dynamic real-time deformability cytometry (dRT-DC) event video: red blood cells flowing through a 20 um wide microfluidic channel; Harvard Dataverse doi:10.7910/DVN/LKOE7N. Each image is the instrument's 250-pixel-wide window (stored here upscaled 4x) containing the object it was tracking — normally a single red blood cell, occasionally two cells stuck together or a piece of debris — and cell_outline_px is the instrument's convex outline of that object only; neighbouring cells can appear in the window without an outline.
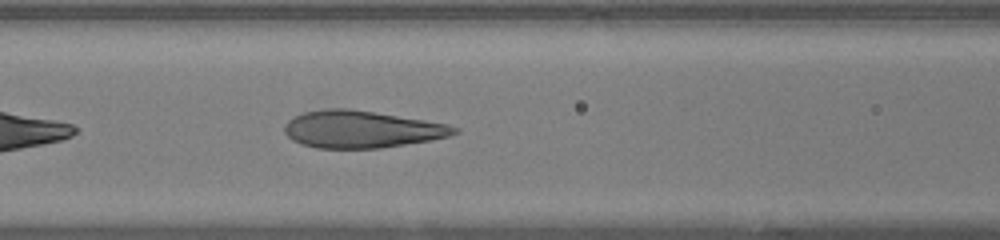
{"species": "human", "species_latin": "Homo sapiens", "temperature_condition": "warm", "stored_images_in_passage": 29, "camera_frame_rate_fps": 3000, "um_per_image_px": 0.085, "donor": {"sex": "female"}, "frame": {"image": 1, "passage_image": 7, "time_ms": 2.0, "image_size_px": [1000, 240], "cell_outline_px": [[460, 132], [448, 136], [428, 140], [380, 148], [316, 148], [300, 144], [292, 140], [284, 132], [284, 124], [288, 120], [304, 112], [328, 108], [348, 108], [424, 120], [448, 124], [460, 128]], "centroid_in_image_um": [30.7, 10.99], "position_along_channel_um": 135.9, "area_um2": 36.59}}
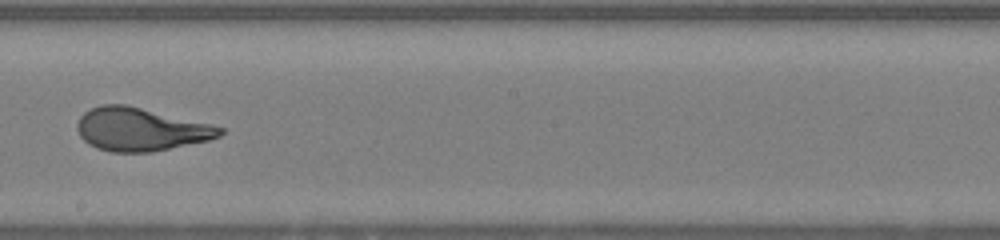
{"frame": {"image": 2, "passage_image": 14, "time_ms": 4.333, "image_size_px": [1000, 240], "cell_outline_px": [[224, 132], [220, 136], [208, 140], [152, 152], [112, 152], [96, 148], [88, 144], [80, 136], [76, 128], [76, 124], [80, 116], [84, 112], [100, 104], [128, 104], [212, 124], [224, 128]], "centroid_in_image_um": [11.93, 10.98], "position_along_channel_um": 236.3, "area_um2": 36.13}}
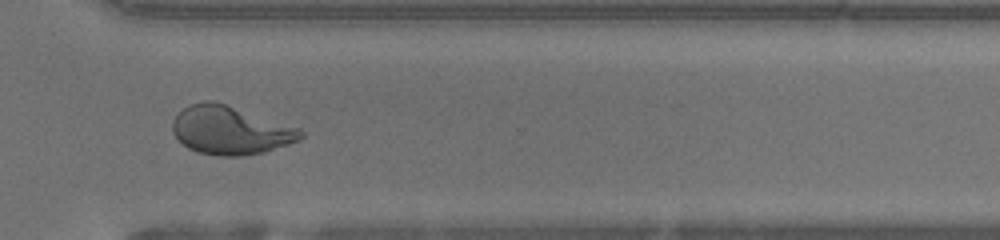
{"frame": {"image": 3, "passage_image": 22, "time_ms": 7.0, "image_size_px": [1000, 240], "cell_outline_px": [[304, 136], [300, 140], [264, 152], [244, 156], [216, 156], [196, 152], [188, 148], [172, 132], [172, 120], [184, 108], [192, 104], [208, 100], [212, 100], [300, 128], [304, 132]], "centroid_in_image_um": [19.59, 11.09], "position_along_channel_um": 351.0, "area_um2": 35.95}, "authors_computed_cell_mechanics": {"area_um2": 35.9516, "velocity_mm_per_s": 4.31, "shape_relaxation_time_tau1_ms": 5.9527, "shape_relaxation_time_tau2_ms": 0.6272, "deformation_change_tau1": 0.2782, "deformation_change_tau2": 0.0753}}